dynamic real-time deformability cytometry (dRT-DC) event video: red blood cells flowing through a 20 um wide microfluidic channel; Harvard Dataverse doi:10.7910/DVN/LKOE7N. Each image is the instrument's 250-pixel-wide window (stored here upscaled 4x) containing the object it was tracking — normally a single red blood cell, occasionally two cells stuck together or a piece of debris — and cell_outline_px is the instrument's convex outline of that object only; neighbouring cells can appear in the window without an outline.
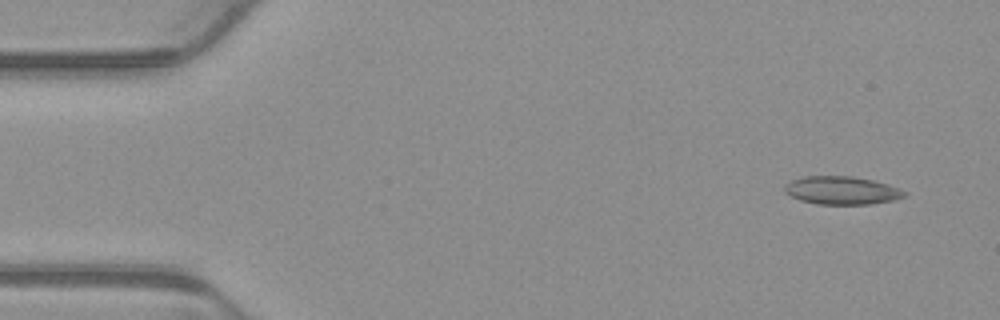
{"species": "common noctule bat (a hibernating species)", "species_latin": "Nyctalus noctula", "temperature_condition": "warm", "stored_images_in_passage": 4, "camera_frame_rate_fps": 3000, "um_per_image_px": 0.085, "animal": {"sex": "male", "body_mass_g": 23.1, "forearm_length_mm": 52.7}, "frame": {"image": 1, "passage_image": 1, "time_ms": 0.0, "image_size_px": [1000, 320], "cell_outline_px": [[908, 192], [904, 196], [896, 200], [872, 204], [816, 204], [800, 200], [784, 192], [784, 184], [792, 180], [804, 176], [852, 176], [872, 180], [888, 184]], "centroid_in_image_um": [71.55, 16.18], "position_along_channel_um": 13.4, "area_um2": 19.71}}
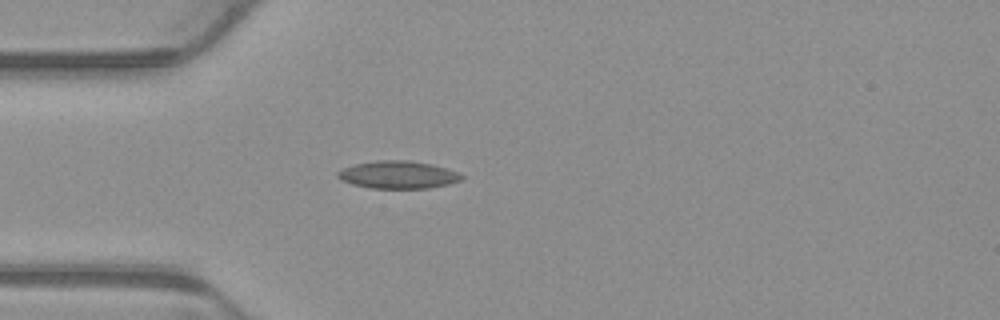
{"frame": {"image": 2, "passage_image": 4, "time_ms": 1.0, "image_size_px": [1000, 320], "cell_outline_px": [[464, 176], [460, 180], [448, 184], [428, 188], [372, 188], [352, 184], [336, 176], [336, 172], [344, 168], [356, 164], [376, 160], [408, 160], [432, 164], [456, 172]], "centroid_in_image_um": [33.82, 14.85], "position_along_channel_um": 51.2, "area_um2": 19.65}}